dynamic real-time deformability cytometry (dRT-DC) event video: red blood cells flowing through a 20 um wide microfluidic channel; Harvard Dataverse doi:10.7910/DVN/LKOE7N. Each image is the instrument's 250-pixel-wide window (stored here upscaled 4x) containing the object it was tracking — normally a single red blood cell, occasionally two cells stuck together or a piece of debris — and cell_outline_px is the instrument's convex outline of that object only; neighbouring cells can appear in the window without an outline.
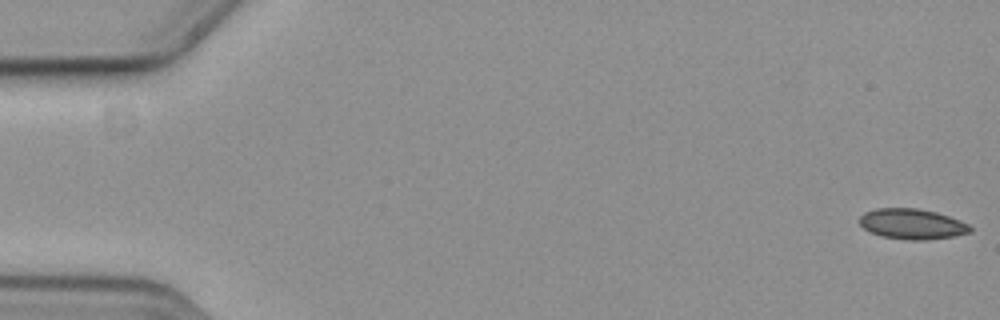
{"species": "common noctule bat (a hibernating species)", "species_latin": "Nyctalus noctula", "temperature_condition": "cold", "stored_images_in_passage": 13, "camera_frame_rate_fps": 3000, "um_per_image_px": 0.085, "animal": {"sex": "female", "body_mass_g": 19.3, "forearm_length_mm": 54.1}, "frame": {"image": 1, "passage_image": 1, "time_ms": 0.0, "image_size_px": [1000, 320], "cell_outline_px": [[972, 232], [956, 236], [928, 240], [908, 240], [880, 236], [864, 228], [856, 220], [864, 212], [876, 208], [916, 208], [936, 212], [960, 220], [968, 224], [972, 228]], "centroid_in_image_um": [77.52, 19.04], "position_along_channel_um": 7.5, "area_um2": 19.83}}